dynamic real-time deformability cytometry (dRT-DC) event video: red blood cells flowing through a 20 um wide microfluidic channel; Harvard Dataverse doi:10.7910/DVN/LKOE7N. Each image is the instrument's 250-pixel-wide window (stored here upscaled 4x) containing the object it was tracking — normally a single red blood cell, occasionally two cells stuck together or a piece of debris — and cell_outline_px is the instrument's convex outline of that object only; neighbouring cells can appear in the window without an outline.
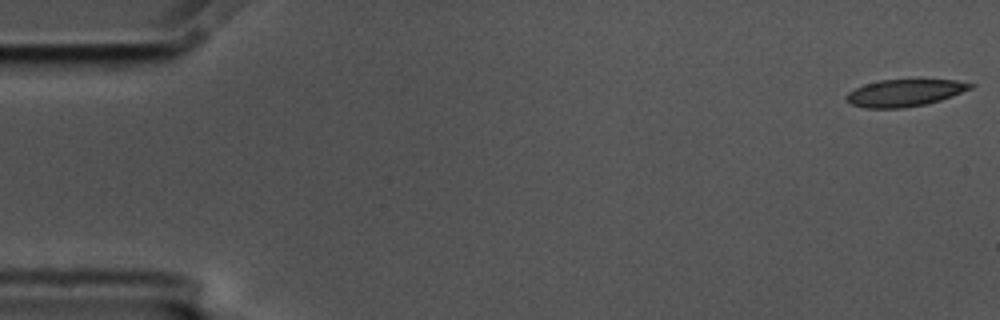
{"species": "common noctule bat (a hibernating species)", "species_latin": "Nyctalus noctula", "temperature_condition": "cold", "stored_images_in_passage": 56, "camera_frame_rate_fps": 3000, "um_per_image_px": 0.085, "animal": {"sex": "male", "body_mass_g": 17.5, "forearm_length_mm": 52.3}, "frame": {"image": 1, "passage_image": 1, "time_ms": 0.0, "image_size_px": [1000, 320], "cell_outline_px": [[976, 84], [972, 88], [952, 96], [940, 100], [924, 104], [900, 108], [864, 108], [852, 104], [844, 96], [848, 92], [864, 84], [880, 80], [956, 80]], "centroid_in_image_um": [76.89, 7.89], "position_along_channel_um": 8.1, "area_um2": 19.36}}
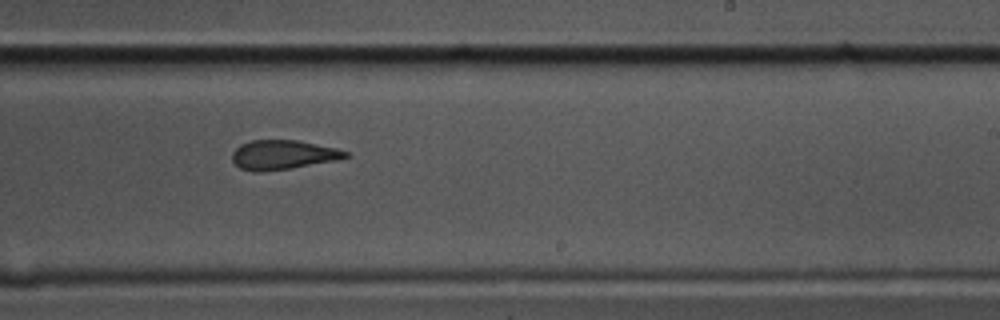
{"frame": {"image": 2, "passage_image": 34, "time_ms": 11.0, "image_size_px": [1000, 320], "cell_outline_px": [[348, 156], [336, 160], [288, 168], [260, 172], [252, 172], [240, 168], [232, 160], [232, 152], [240, 144], [252, 140], [300, 140], [336, 148], [348, 152]], "centroid_in_image_um": [24.01, 13.15], "position_along_channel_um": 265.0, "area_um2": 19.25}}
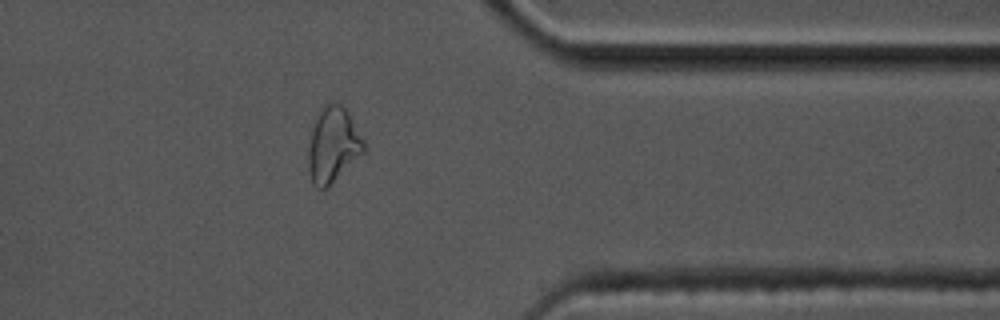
{"frame": {"image": 3, "passage_image": 45, "time_ms": 14.667, "image_size_px": [1000, 320], "cell_outline_px": [[364, 152], [324, 188], [316, 188], [312, 184], [308, 168], [308, 152], [312, 128], [320, 108], [324, 104], [332, 100], [340, 104], [348, 112], [364, 144]], "centroid_in_image_um": [28.26, 12.27], "position_along_channel_um": 383.1, "area_um2": 23.7}, "authors_computed_cell_mechanics": {"area_um2": 20.9236, "velocity_mm_per_s": 3.5529, "shape_relaxation_time_tau1_ms": null, "shape_relaxation_time_tau2_ms": 2.8163, "deformation_change_tau1": null, "deformation_change_tau2": 0.1057}}